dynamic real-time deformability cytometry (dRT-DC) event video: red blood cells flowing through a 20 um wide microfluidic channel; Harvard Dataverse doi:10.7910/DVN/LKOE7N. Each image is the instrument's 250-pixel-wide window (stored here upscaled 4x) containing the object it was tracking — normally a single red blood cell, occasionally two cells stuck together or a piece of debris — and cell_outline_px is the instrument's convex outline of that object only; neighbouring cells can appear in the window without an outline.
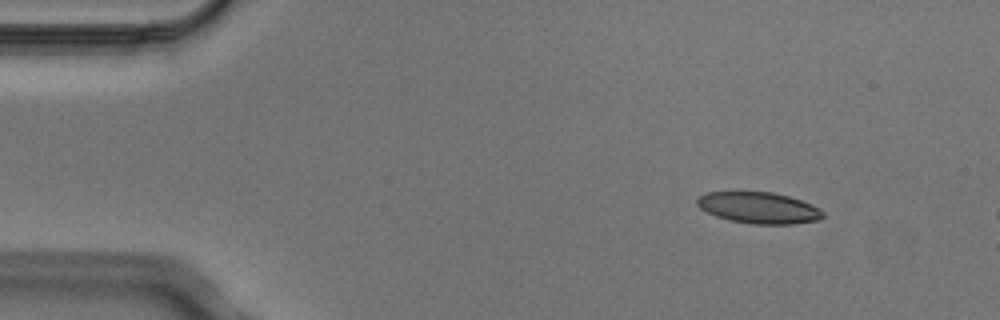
{"species": "Egyptian fruit bat (a non-hibernating species)", "species_latin": "Rousettus aegyptiacus", "temperature_condition": "cold", "stored_images_in_passage": 4, "camera_frame_rate_fps": 3000, "um_per_image_px": 0.085, "animal": {"sex": "male"}, "frame": {"image": 1, "passage_image": 1, "time_ms": 0.0, "image_size_px": [1000, 320], "cell_outline_px": [[824, 216], [820, 220], [792, 224], [752, 224], [728, 220], [716, 216], [700, 208], [696, 204], [696, 200], [700, 196], [708, 192], [772, 192], [788, 196], [812, 204], [820, 208], [824, 212]], "centroid_in_image_um": [64.52, 17.67], "position_along_channel_um": 20.5, "area_um2": 23.0}}